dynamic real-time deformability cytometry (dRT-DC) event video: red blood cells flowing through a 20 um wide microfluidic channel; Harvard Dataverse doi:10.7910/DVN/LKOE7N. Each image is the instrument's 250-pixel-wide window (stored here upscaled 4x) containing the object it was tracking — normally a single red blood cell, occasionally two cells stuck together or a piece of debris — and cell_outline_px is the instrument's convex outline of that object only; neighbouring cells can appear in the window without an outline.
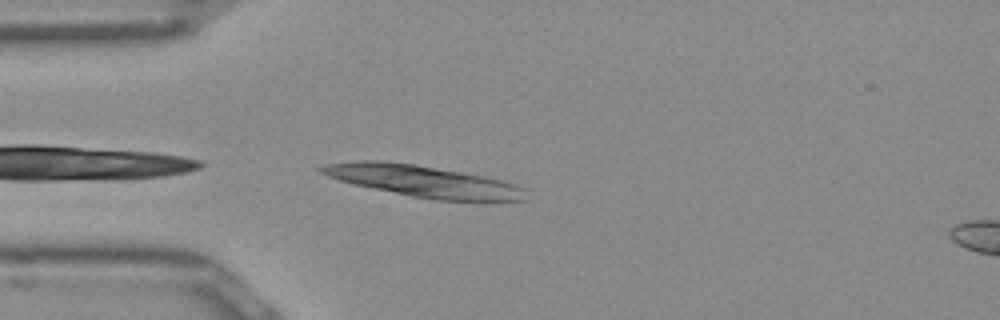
{"species": "Egyptian fruit bat (a non-hibernating species)", "species_latin": "Rousettus aegyptiacus", "temperature_condition": "room temperature", "stored_images_in_passage": 27, "camera_frame_rate_fps": 3000, "um_per_image_px": 0.085, "frame": {"image": 1, "passage_image": 1, "time_ms": 0.0, "image_size_px": [1000, 320], "cell_outline_px": [[528, 200], [436, 200], [412, 196], [356, 184], [340, 180], [328, 176], [320, 172], [316, 168], [324, 164], [360, 160], [376, 160], [416, 164], [504, 180], [520, 188]], "centroid_in_image_um": [35.9, 15.38], "position_along_channel_um": 49.1, "area_um2": 36.7}}